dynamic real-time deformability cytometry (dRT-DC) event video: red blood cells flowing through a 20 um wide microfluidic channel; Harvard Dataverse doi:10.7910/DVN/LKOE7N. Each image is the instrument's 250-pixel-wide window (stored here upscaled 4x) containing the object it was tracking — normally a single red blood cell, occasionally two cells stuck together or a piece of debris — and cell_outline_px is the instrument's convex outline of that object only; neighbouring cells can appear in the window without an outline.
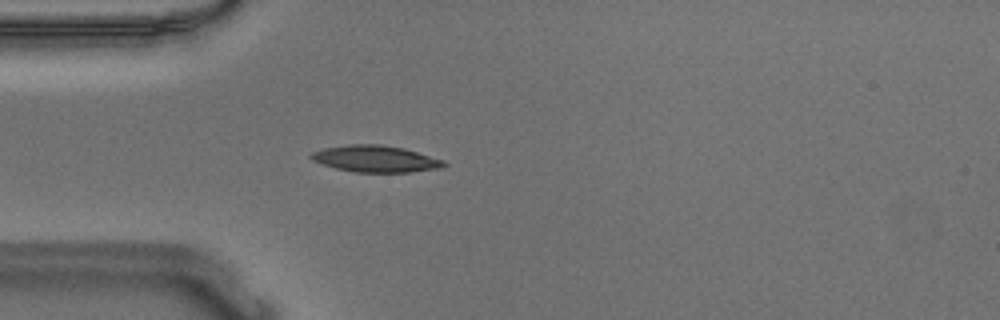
{"species": "Egyptian fruit bat (a non-hibernating species)", "species_latin": "Rousettus aegyptiacus", "temperature_condition": "warm", "stored_images_in_passage": 40, "camera_frame_rate_fps": 3000, "um_per_image_px": 0.085, "animal": {"sex": "male"}, "frame": {"image": 1, "passage_image": 1, "time_ms": 0.0, "image_size_px": [1000, 320], "cell_outline_px": [[448, 164], [444, 168], [408, 172], [356, 172], [336, 168], [312, 160], [308, 156], [312, 152], [324, 148], [348, 144], [380, 144], [404, 148], [444, 160]], "centroid_in_image_um": [31.95, 13.49], "position_along_channel_um": 53.0, "area_um2": 20.63}}
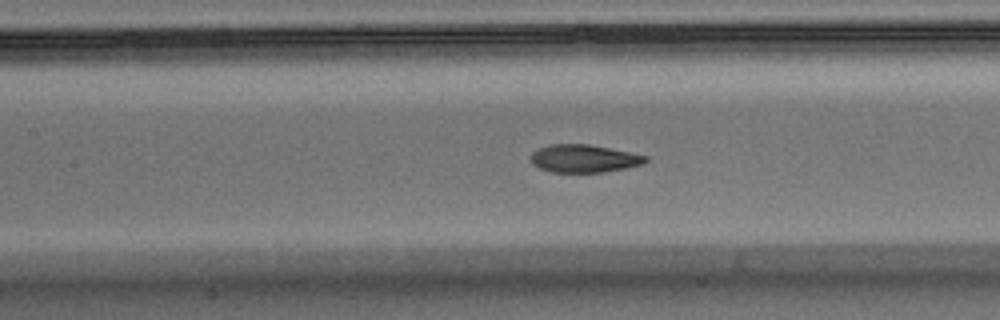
{"frame": {"image": 2, "passage_image": 10, "time_ms": 3.0, "image_size_px": [1000, 320], "cell_outline_px": [[648, 160], [644, 164], [604, 172], [552, 172], [540, 168], [532, 164], [532, 152], [536, 148], [548, 144], [588, 144], [648, 156]], "centroid_in_image_um": [49.61, 13.47], "position_along_channel_um": 157.8, "area_um2": 18.55}}
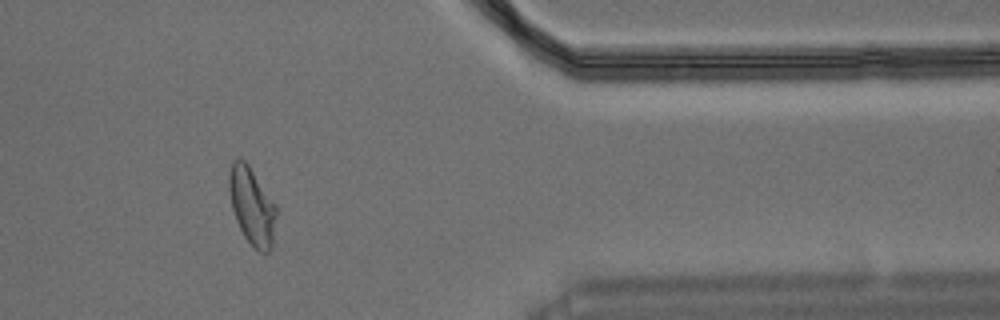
{"frame": {"image": 3, "passage_image": 31, "time_ms": 10.0, "image_size_px": [1000, 320], "cell_outline_px": [[276, 216], [272, 248], [268, 252], [260, 252], [244, 236], [236, 220], [232, 208], [228, 188], [228, 176], [232, 160], [236, 156], [240, 156], [248, 164], [276, 204]], "centroid_in_image_um": [21.4, 17.46], "position_along_channel_um": 390.0, "area_um2": 21.39}, "authors_computed_cell_mechanics": {"area_um2": 19.9699, "velocity_mm_per_s": 3.6449, "shape_relaxation_time_tau1_ms": 6.0394, "shape_relaxation_time_tau2_ms": 1.2274, "deformation_change_tau1": 0.2287, "deformation_change_tau2": 0.0785}}